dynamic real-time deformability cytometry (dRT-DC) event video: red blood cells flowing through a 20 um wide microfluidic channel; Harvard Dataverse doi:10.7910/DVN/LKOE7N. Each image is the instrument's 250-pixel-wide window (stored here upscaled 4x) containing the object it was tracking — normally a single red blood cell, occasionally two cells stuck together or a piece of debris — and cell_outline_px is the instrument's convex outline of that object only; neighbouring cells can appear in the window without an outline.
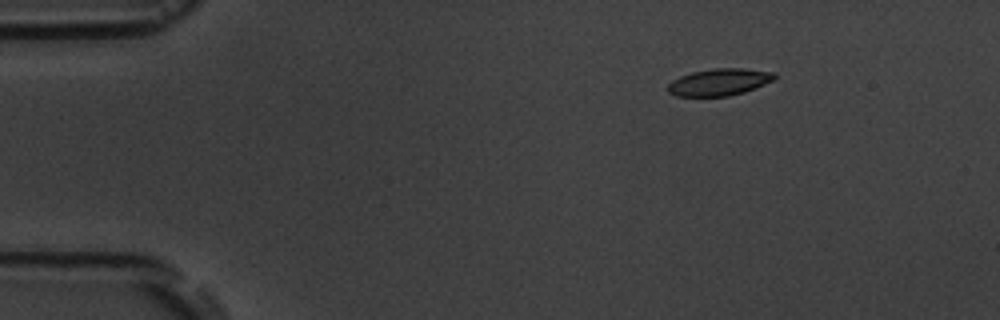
{"species": "common noctule bat (a hibernating species)", "species_latin": "Nyctalus noctula", "temperature_condition": "room temperature", "stored_images_in_passage": 5, "camera_frame_rate_fps": 3000, "um_per_image_px": 0.085, "animal": {"sex": "male", "body_mass_g": 19.5, "forearm_length_mm": 54.6}, "frame": {"image": 1, "passage_image": 1, "time_ms": 0.0, "image_size_px": [1000, 320], "cell_outline_px": [[776, 80], [756, 88], [744, 92], [728, 96], [676, 96], [668, 92], [668, 84], [672, 80], [680, 76], [692, 72], [712, 68], [744, 68], [776, 72]], "centroid_in_image_um": [61.18, 6.97], "position_along_channel_um": 23.8, "area_um2": 16.99}}
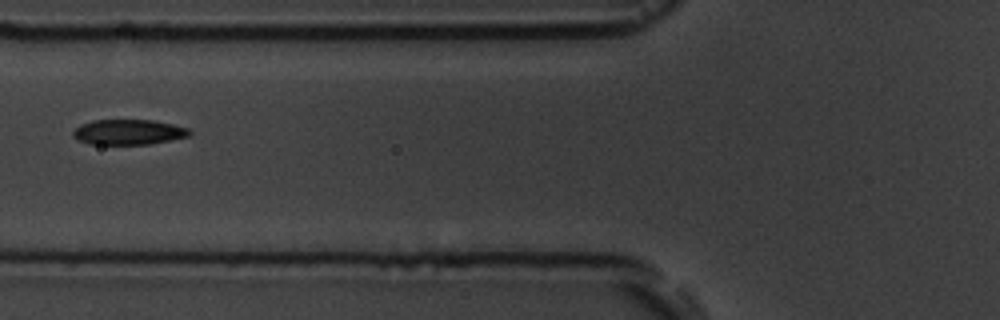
{"frame": {"image": 2, "passage_image": 5, "time_ms": 4.667, "image_size_px": [1000, 320], "cell_outline_px": [[192, 136], [148, 144], [88, 144], [76, 140], [72, 136], [72, 132], [80, 124], [92, 120], [152, 120], [172, 124], [188, 128], [192, 132]], "centroid_in_image_um": [10.9, 11.23], "position_along_channel_um": 114.9, "area_um2": 17.28}}